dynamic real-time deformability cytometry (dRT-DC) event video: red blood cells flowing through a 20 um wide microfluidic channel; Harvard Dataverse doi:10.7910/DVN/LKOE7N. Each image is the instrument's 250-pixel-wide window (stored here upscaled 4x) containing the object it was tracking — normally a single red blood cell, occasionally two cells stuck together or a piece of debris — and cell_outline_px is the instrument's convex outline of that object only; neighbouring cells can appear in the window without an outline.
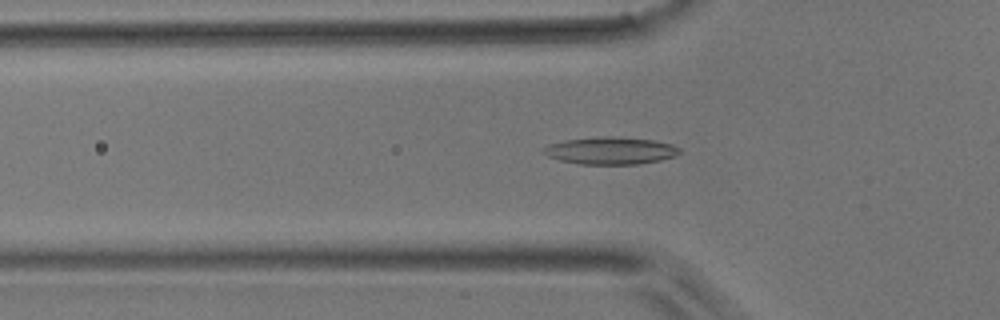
{"species": "common noctule bat (a hibernating species)", "species_latin": "Nyctalus noctula", "temperature_condition": "room temperature", "stored_images_in_passage": 50, "camera_frame_rate_fps": 3000, "um_per_image_px": 0.085, "animal": {"sex": "male", "body_mass_g": 17.9}, "frame": {"image": 1, "passage_image": 16, "time_ms": 5.0, "image_size_px": [1000, 320], "cell_outline_px": [[680, 152], [676, 156], [660, 160], [636, 164], [580, 164], [560, 160], [548, 156], [540, 152], [540, 148], [548, 144], [564, 140], [604, 136], [652, 140], [672, 144], [680, 148]], "centroid_in_image_um": [51.84, 12.81], "position_along_channel_um": 74.0, "area_um2": 21.62}}
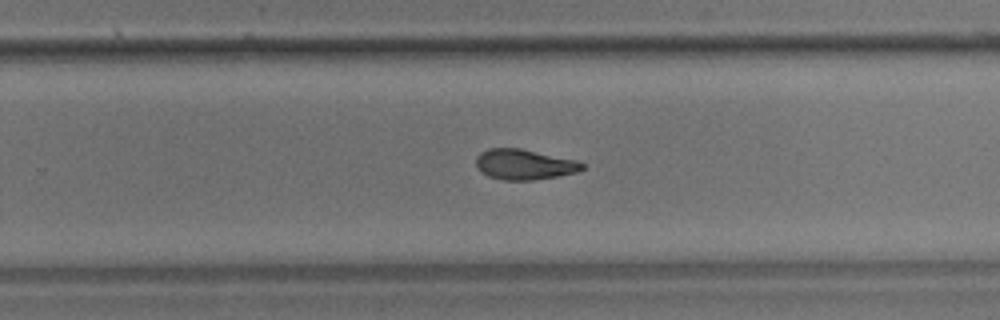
{"frame": {"image": 2, "passage_image": 32, "time_ms": 10.333, "image_size_px": [1000, 320], "cell_outline_px": [[584, 168], [576, 172], [556, 176], [532, 180], [504, 180], [488, 176], [480, 172], [476, 168], [476, 156], [480, 152], [488, 148], [520, 148], [576, 160], [584, 164]], "centroid_in_image_um": [44.51, 13.97], "position_along_channel_um": 285.3, "area_um2": 18.79}}
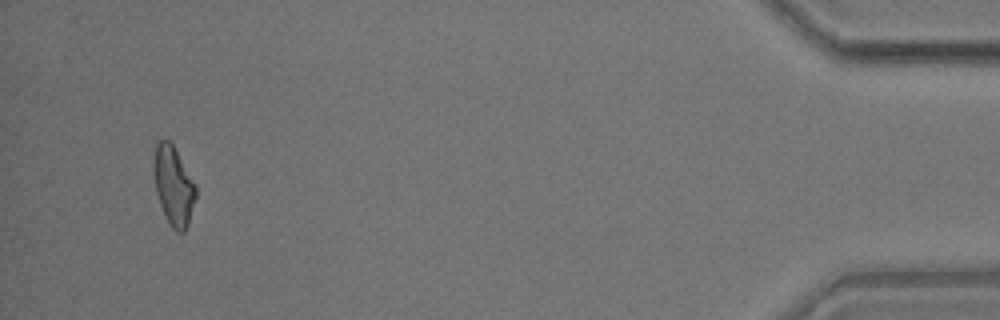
{"frame": {"image": 3, "passage_image": 48, "time_ms": 15.667, "image_size_px": [1000, 320], "cell_outline_px": [[196, 196], [188, 224], [184, 232], [176, 232], [172, 228], [160, 204], [156, 192], [152, 164], [156, 144], [160, 140], [168, 140], [172, 144], [196, 184]], "centroid_in_image_um": [14.74, 15.78], "position_along_channel_um": 420.5, "area_um2": 19.19}}